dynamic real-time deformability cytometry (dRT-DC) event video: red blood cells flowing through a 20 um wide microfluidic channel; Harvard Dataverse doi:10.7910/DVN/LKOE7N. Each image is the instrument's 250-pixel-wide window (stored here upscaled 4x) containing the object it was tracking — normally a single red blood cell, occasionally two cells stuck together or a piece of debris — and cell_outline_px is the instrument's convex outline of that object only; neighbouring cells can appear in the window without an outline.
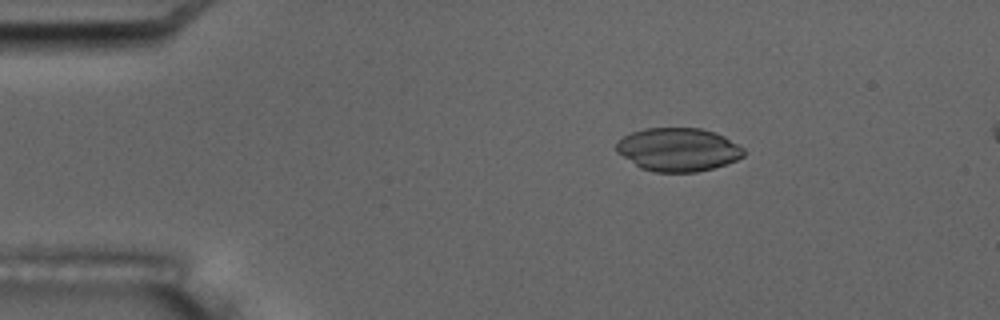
{"species": "common noctule bat (a hibernating species)", "species_latin": "Nyctalus noctula", "temperature_condition": "room temperature", "stored_images_in_passage": 5, "camera_frame_rate_fps": 3000, "um_per_image_px": 0.085, "animal": {"sex": "male", "body_mass_g": 17.5, "forearm_length_mm": 52.3}, "frame": {"image": 1, "passage_image": 3, "time_ms": 2.333, "image_size_px": [1000, 320], "cell_outline_px": [[744, 156], [736, 160], [712, 168], [696, 172], [652, 172], [640, 168], [616, 152], [616, 140], [632, 132], [644, 128], [700, 128], [716, 132], [724, 136], [744, 148]], "centroid_in_image_um": [57.61, 12.71], "position_along_channel_um": 27.4, "area_um2": 32.31}}